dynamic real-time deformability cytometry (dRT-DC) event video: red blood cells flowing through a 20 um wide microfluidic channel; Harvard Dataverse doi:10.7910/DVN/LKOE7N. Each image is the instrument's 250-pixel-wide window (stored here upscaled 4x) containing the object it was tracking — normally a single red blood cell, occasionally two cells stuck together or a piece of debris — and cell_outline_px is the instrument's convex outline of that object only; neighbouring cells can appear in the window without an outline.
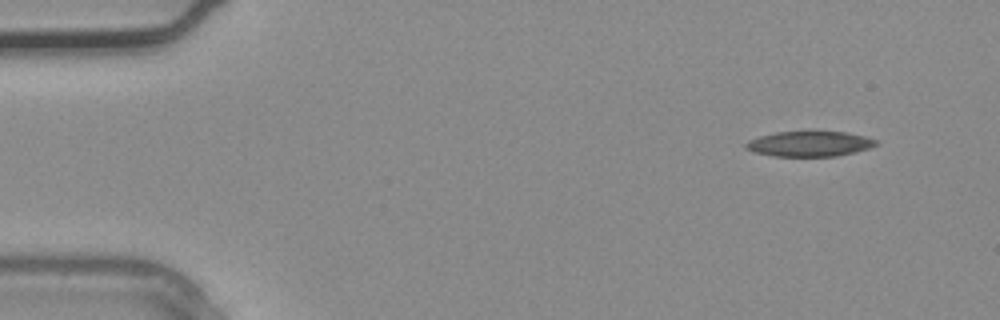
{"species": "common noctule bat (a hibernating species)", "species_latin": "Nyctalus noctula", "temperature_condition": "warm", "stored_images_in_passage": 3, "camera_frame_rate_fps": 3000, "um_per_image_px": 0.085, "animal": {"sex": "male", "body_mass_g": 20.4}, "frame": {"image": 1, "passage_image": 1, "time_ms": 0.0, "image_size_px": [1000, 320], "cell_outline_px": [[880, 144], [868, 148], [836, 156], [772, 156], [756, 152], [744, 148], [744, 144], [748, 140], [760, 136], [776, 132], [844, 132], [864, 136], [876, 140]], "centroid_in_image_um": [68.78, 12.23], "position_along_channel_um": 16.2, "area_um2": 18.9}}
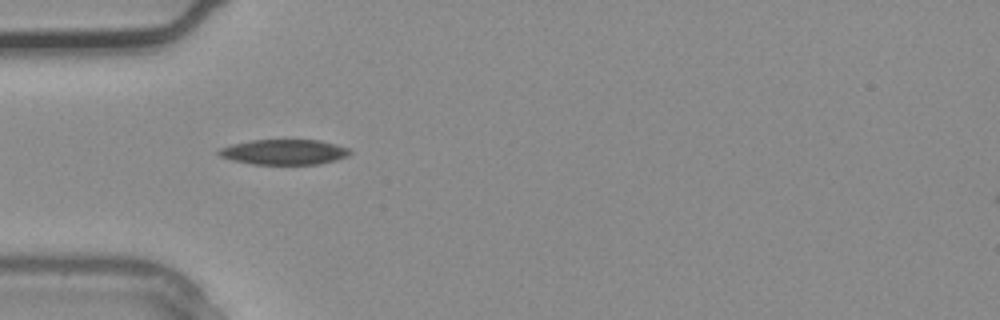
{"frame": {"image": 2, "passage_image": 3, "time_ms": 0.667, "image_size_px": [1000, 320], "cell_outline_px": [[352, 152], [348, 156], [336, 160], [320, 164], [252, 164], [232, 160], [220, 156], [216, 152], [220, 148], [232, 144], [252, 140], [320, 140], [336, 144], [348, 148]], "centroid_in_image_um": [24.16, 12.92], "position_along_channel_um": 60.8, "area_um2": 19.31}}